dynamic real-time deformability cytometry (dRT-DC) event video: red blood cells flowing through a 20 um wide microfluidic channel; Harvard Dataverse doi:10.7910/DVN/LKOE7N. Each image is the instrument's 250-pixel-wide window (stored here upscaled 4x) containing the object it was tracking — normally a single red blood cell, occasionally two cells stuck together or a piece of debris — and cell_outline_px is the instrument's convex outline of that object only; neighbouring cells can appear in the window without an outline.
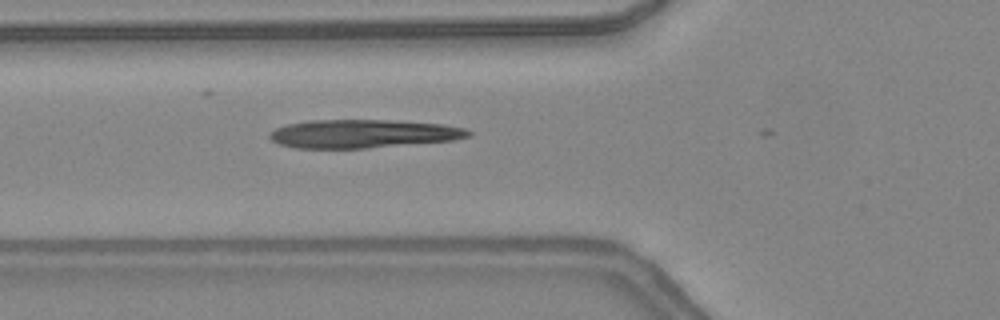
{"species": "common noctule bat (a hibernating species)", "species_latin": "Nyctalus noctula", "temperature_condition": "warm", "stored_images_in_passage": 11, "camera_frame_rate_fps": 3000, "um_per_image_px": 0.085, "animal": {"sex": "female", "body_mass_g": 24.6, "forearm_length_mm": 56.2}, "frame": {"image": 1, "passage_image": 7, "time_ms": 2.0, "image_size_px": [1000, 320], "cell_outline_px": [[472, 136], [452, 140], [368, 148], [296, 148], [280, 144], [272, 140], [268, 136], [276, 128], [288, 124], [308, 120], [388, 120], [444, 124], [464, 128], [472, 132]], "centroid_in_image_um": [30.87, 11.36], "position_along_channel_um": 94.9, "area_um2": 32.77}}
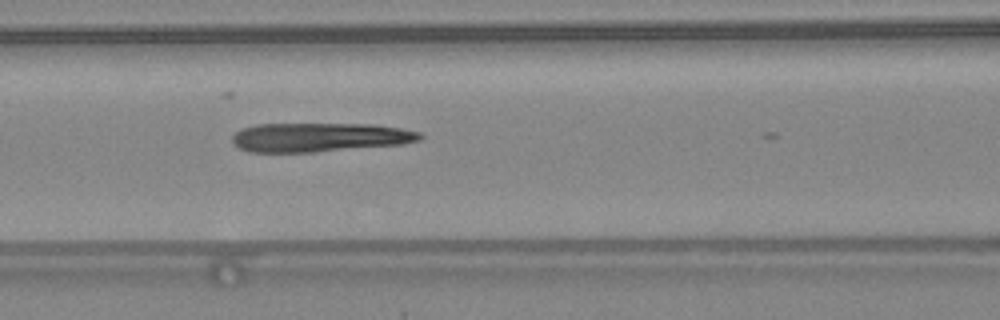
{"frame": {"image": 2, "passage_image": 10, "time_ms": 3.0, "image_size_px": [1000, 320], "cell_outline_px": [[424, 136], [420, 140], [404, 144], [316, 152], [248, 152], [232, 144], [232, 136], [236, 132], [244, 128], [256, 124], [372, 124], [400, 128], [420, 132]], "centroid_in_image_um": [27.17, 11.67], "position_along_channel_um": 139.4, "area_um2": 31.91}}